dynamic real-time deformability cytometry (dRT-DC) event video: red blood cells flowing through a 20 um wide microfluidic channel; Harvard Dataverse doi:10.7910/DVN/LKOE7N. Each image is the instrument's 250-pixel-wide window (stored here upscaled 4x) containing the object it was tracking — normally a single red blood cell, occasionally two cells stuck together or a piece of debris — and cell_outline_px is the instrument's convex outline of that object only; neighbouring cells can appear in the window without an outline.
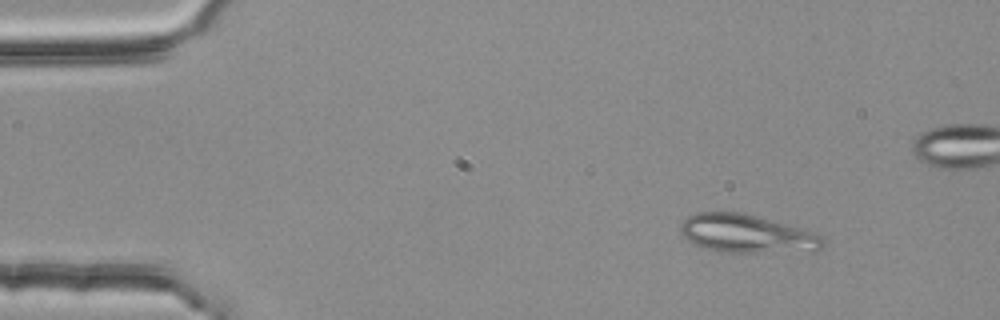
{"species": "common noctule bat (a hibernating species)", "species_latin": "Nyctalus noctula", "temperature_condition": "room temperature", "stored_images_in_passage": 4, "camera_frame_rate_fps": 3000, "um_per_image_px": 0.085, "animal": {"sex": "female", "body_mass_g": 25.1}, "frame": {"image": 1, "passage_image": 1, "time_ms": 0.0, "image_size_px": [1000, 320], "cell_outline_px": [[824, 248], [820, 252], [720, 252], [704, 248], [684, 240], [680, 232], [680, 224], [688, 216], [696, 212], [744, 212], [804, 228], [816, 232], [824, 236]], "centroid_in_image_um": [63.55, 19.87], "position_along_channel_um": 21.4, "area_um2": 32.83}}